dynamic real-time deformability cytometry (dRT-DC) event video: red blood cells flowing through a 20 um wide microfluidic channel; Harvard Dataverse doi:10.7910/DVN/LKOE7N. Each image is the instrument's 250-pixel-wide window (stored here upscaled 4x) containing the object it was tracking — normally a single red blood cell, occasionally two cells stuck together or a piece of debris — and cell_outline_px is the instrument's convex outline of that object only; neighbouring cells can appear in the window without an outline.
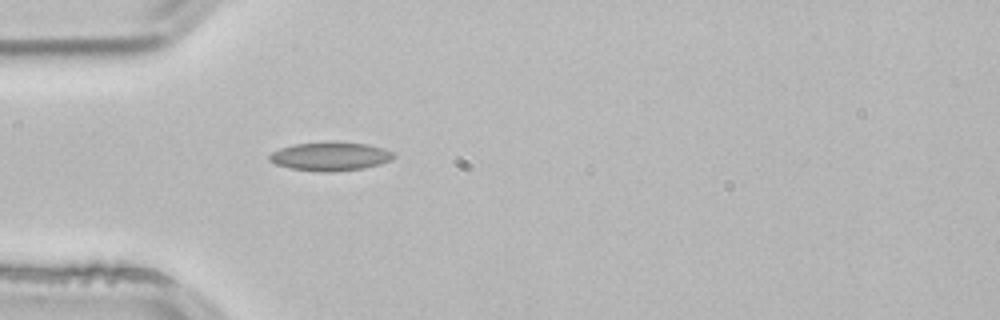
{"species": "common noctule bat (a hibernating species)", "species_latin": "Nyctalus noctula", "temperature_condition": "room temperature", "stored_images_in_passage": 1, "camera_frame_rate_fps": 3000, "um_per_image_px": 0.085, "animal": {"sex": "male", "body_mass_g": 21.5, "forearm_length_mm": 52.0}, "frame": {"image": 1, "passage_image": 1, "time_ms": 0.0, "image_size_px": [1000, 320], "cell_outline_px": [[396, 156], [392, 160], [380, 164], [364, 168], [328, 172], [288, 168], [276, 164], [268, 160], [268, 156], [272, 152], [280, 148], [296, 144], [328, 140], [332, 140], [368, 144], [384, 148], [396, 152]], "centroid_in_image_um": [28.12, 13.26], "position_along_channel_um": 56.9, "area_um2": 21.21}}